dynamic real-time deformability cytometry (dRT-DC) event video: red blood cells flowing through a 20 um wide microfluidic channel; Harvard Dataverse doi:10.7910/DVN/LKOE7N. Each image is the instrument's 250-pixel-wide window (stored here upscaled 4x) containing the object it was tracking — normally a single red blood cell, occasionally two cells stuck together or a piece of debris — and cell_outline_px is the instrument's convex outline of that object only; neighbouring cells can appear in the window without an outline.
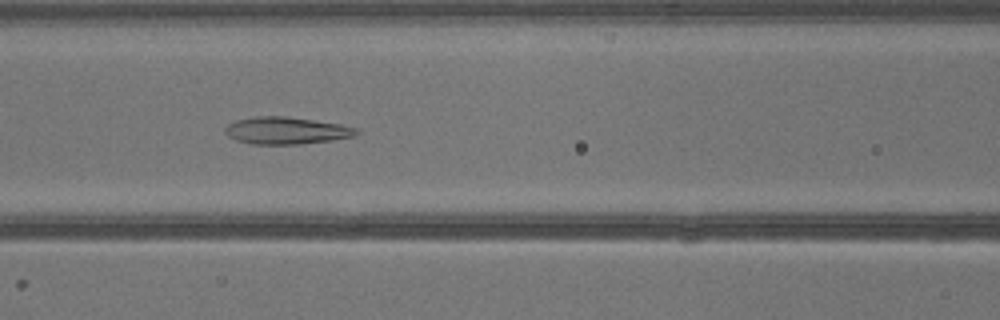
{"species": "common noctule bat (a hibernating species)", "species_latin": "Nyctalus noctula", "temperature_condition": "warm", "stored_images_in_passage": 41, "camera_frame_rate_fps": 3000, "um_per_image_px": 0.085, "animal": {"sex": "male", "body_mass_g": 13.3}, "frame": {"image": 1, "passage_image": 18, "time_ms": 5.667, "image_size_px": [1000, 320], "cell_outline_px": [[360, 132], [356, 136], [332, 140], [300, 144], [252, 144], [236, 140], [228, 136], [224, 132], [224, 128], [228, 124], [236, 120], [256, 116], [288, 116], [340, 124], [356, 128]], "centroid_in_image_um": [24.33, 11.1], "position_along_channel_um": 142.3, "area_um2": 20.87}}
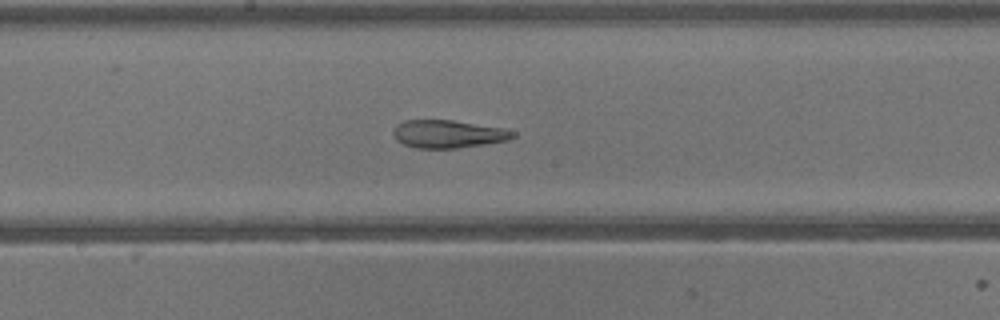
{"frame": {"image": 2, "passage_image": 22, "time_ms": 7.0, "image_size_px": [1000, 320], "cell_outline_px": [[516, 136], [508, 140], [484, 144], [456, 148], [416, 148], [404, 144], [396, 140], [392, 132], [396, 124], [404, 120], [452, 120], [504, 128], [516, 132]], "centroid_in_image_um": [38.08, 11.38], "position_along_channel_um": 210.1, "area_um2": 19.48}}
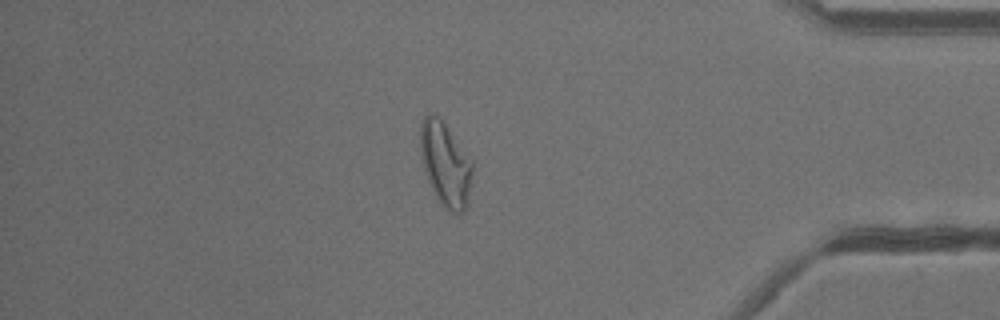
{"frame": {"image": 3, "passage_image": 35, "time_ms": 11.333, "image_size_px": [1000, 320], "cell_outline_px": [[472, 172], [468, 204], [464, 212], [456, 216], [448, 212], [440, 204], [428, 180], [424, 168], [420, 152], [420, 124], [424, 116], [428, 112], [432, 112], [444, 124], [472, 160]], "centroid_in_image_um": [37.86, 14.01], "position_along_channel_um": 397.3, "area_um2": 25.55}}